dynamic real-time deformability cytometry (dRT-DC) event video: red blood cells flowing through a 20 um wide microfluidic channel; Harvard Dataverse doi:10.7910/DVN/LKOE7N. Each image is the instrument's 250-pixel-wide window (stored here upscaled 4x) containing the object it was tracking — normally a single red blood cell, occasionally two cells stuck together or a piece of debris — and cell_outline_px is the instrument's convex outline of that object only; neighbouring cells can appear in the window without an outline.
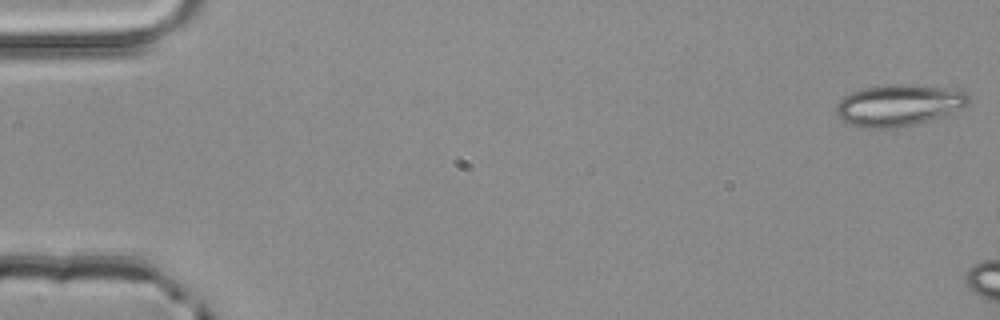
{"species": "common noctule bat (a hibernating species)", "species_latin": "Nyctalus noctula", "temperature_condition": "room temperature", "stored_images_in_passage": 3, "camera_frame_rate_fps": 3000, "um_per_image_px": 0.085, "animal": {"sex": "male", "body_mass_g": 20.4}, "frame": {"image": 1, "passage_image": 1, "time_ms": 0.0, "image_size_px": [1000, 320], "cell_outline_px": [[968, 104], [940, 116], [912, 124], [896, 128], [860, 128], [844, 120], [836, 112], [836, 104], [844, 96], [860, 88], [888, 84], [912, 84], [960, 88], [968, 96]], "centroid_in_image_um": [76.37, 8.91], "position_along_channel_um": 8.6, "area_um2": 31.91}}